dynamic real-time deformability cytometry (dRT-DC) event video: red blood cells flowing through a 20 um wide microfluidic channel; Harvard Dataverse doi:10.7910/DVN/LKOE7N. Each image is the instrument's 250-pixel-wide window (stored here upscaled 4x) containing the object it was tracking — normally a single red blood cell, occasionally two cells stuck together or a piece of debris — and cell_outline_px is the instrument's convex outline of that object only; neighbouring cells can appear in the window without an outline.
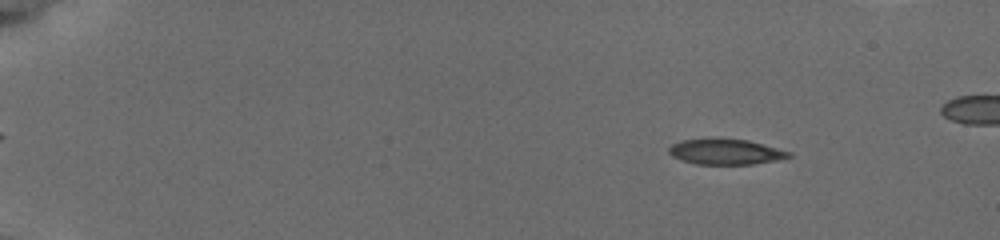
{"species": "common noctule bat (a hibernating species)", "species_latin": "Nyctalus noctula", "temperature_condition": "cold", "stored_images_in_passage": 56, "camera_frame_rate_fps": 3000, "um_per_image_px": 0.085, "animal": {"sex": "female", "body_mass_g": 19.5, "forearm_length_mm": 54.1}, "frame": {"image": 1, "passage_image": 16, "time_ms": 2.667, "image_size_px": [1000, 240], "cell_outline_px": [[792, 156], [776, 160], [752, 164], [696, 164], [680, 160], [672, 156], [668, 152], [668, 148], [672, 144], [680, 140], [704, 136], [716, 136], [748, 140], [792, 152]], "centroid_in_image_um": [61.6, 12.85], "position_along_channel_um": 23.4, "area_um2": 18.55}}
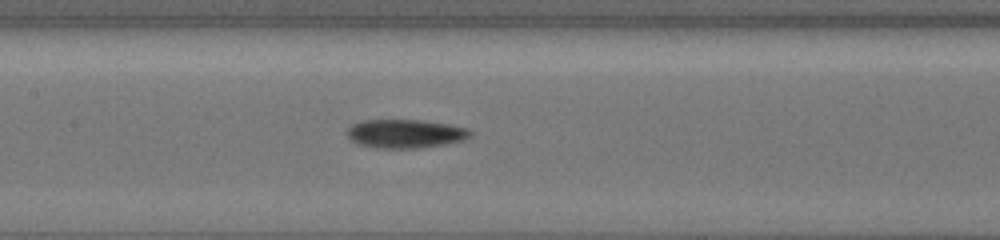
{"frame": {"image": 2, "passage_image": 35, "time_ms": 9.667, "image_size_px": [1000, 240], "cell_outline_px": [[472, 136], [464, 140], [444, 144], [420, 148], [376, 148], [356, 144], [348, 136], [348, 128], [352, 124], [360, 120], [420, 120], [448, 124], [468, 128], [472, 132]], "centroid_in_image_um": [34.46, 11.36], "position_along_channel_um": 172.9, "area_um2": 20.69}}
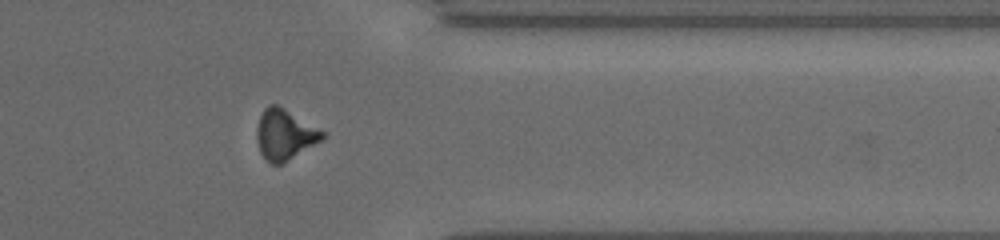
{"frame": {"image": 3, "passage_image": 50, "time_ms": 15.333, "image_size_px": [1000, 240], "cell_outline_px": [[328, 132], [320, 140], [280, 164], [272, 164], [260, 152], [256, 136], [256, 128], [260, 116], [264, 108], [268, 104], [276, 104], [284, 108]], "centroid_in_image_um": [24.19, 11.39], "position_along_channel_um": 387.2, "area_um2": 19.02}}